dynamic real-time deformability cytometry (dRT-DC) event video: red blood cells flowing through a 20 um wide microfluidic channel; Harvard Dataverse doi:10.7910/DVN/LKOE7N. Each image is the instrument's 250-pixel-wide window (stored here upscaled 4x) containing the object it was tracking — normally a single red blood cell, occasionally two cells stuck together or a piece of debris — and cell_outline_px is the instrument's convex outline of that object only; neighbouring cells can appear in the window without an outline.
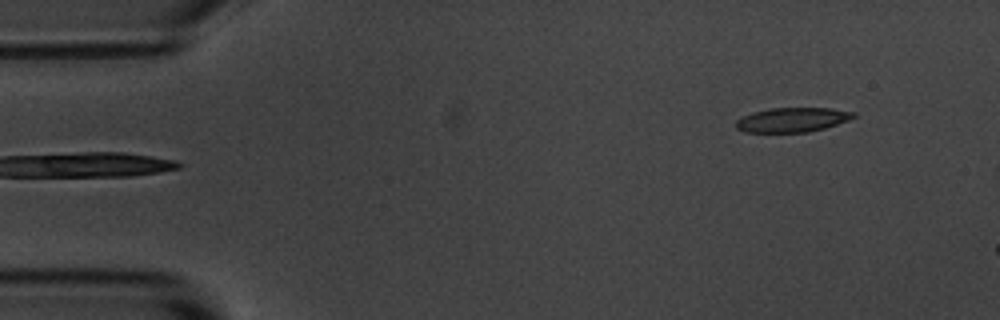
{"species": "common noctule bat (a hibernating species)", "species_latin": "Nyctalus noctula", "temperature_condition": "room temperature", "stored_images_in_passage": 4, "camera_frame_rate_fps": 3000, "um_per_image_px": 0.085, "animal": {"sex": "male", "body_mass_g": 20.1, "forearm_length_mm": 53.5}, "frame": {"image": 1, "passage_image": 2, "time_ms": 1.333, "image_size_px": [1000, 320], "cell_outline_px": [[856, 116], [848, 120], [824, 128], [808, 132], [744, 132], [736, 128], [736, 120], [752, 112], [772, 108], [832, 108], [856, 112]], "centroid_in_image_um": [67.35, 10.18], "position_along_channel_um": 17.6, "area_um2": 16.7}}